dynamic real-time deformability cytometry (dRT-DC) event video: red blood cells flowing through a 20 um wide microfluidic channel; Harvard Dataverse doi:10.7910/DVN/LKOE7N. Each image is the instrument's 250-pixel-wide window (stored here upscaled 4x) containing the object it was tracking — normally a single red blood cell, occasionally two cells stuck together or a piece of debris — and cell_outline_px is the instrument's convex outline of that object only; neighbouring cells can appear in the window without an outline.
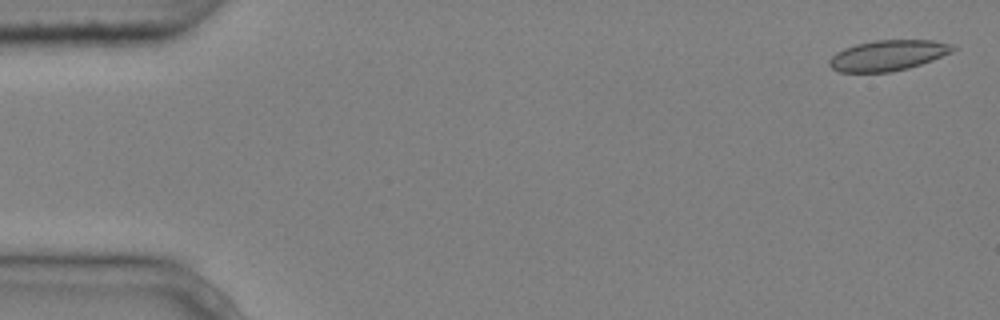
{"species": "common noctule bat (a hibernating species)", "species_latin": "Nyctalus noctula", "temperature_condition": "cold", "stored_images_in_passage": 6, "camera_frame_rate_fps": 3000, "um_per_image_px": 0.085, "animal": {"sex": "male", "body_mass_g": 20.4}, "frame": {"image": 1, "passage_image": 1, "time_ms": 0.0, "image_size_px": [1000, 320], "cell_outline_px": [[956, 48], [952, 52], [932, 60], [908, 68], [888, 72], [840, 72], [832, 68], [828, 64], [828, 60], [836, 52], [844, 48], [856, 44], [876, 40], [932, 40], [952, 44]], "centroid_in_image_um": [75.46, 4.7], "position_along_channel_um": 9.5, "area_um2": 21.91}}